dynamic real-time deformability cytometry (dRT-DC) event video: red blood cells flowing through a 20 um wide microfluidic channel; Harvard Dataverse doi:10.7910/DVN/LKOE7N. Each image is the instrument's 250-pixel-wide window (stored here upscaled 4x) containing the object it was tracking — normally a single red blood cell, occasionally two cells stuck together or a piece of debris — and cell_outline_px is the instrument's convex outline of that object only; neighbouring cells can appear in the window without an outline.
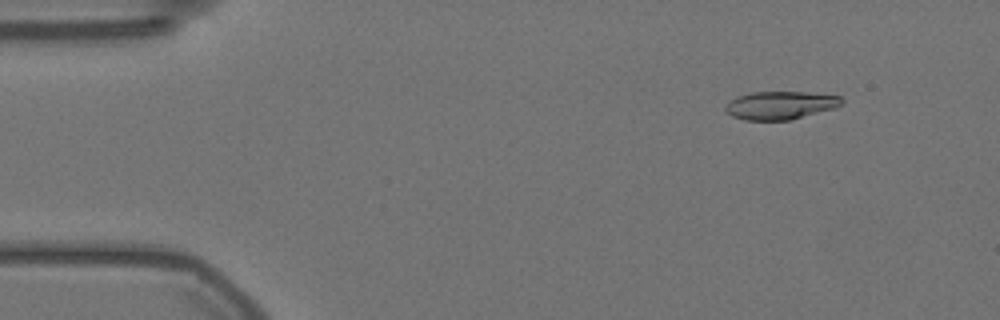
{"species": "Egyptian fruit bat (a non-hibernating species)", "species_latin": "Rousettus aegyptiacus", "temperature_condition": "warm", "stored_images_in_passage": 57, "camera_frame_rate_fps": 3000, "um_per_image_px": 0.085, "animal": {"sex": "female"}, "frame": {"image": 1, "passage_image": 6, "time_ms": 1.667, "image_size_px": [1000, 320], "cell_outline_px": [[844, 104], [836, 108], [792, 120], [744, 120], [732, 116], [724, 112], [724, 108], [728, 100], [736, 96], [752, 92], [804, 92], [840, 96], [844, 100]], "centroid_in_image_um": [66.32, 8.95], "position_along_channel_um": 18.7, "area_um2": 19.42}}
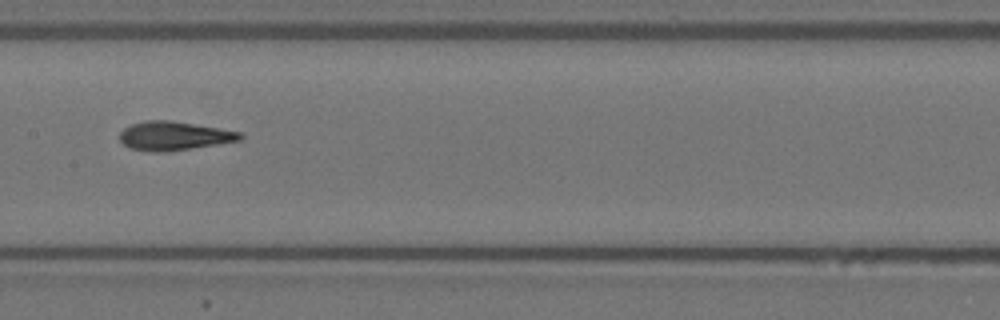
{"frame": {"image": 2, "passage_image": 28, "time_ms": 9.0, "image_size_px": [1000, 320], "cell_outline_px": [[244, 136], [240, 140], [192, 148], [164, 152], [152, 152], [128, 148], [120, 140], [120, 132], [124, 128], [132, 124], [144, 120], [168, 120], [240, 132]], "centroid_in_image_um": [14.73, 11.56], "position_along_channel_um": 192.7, "area_um2": 19.94}}
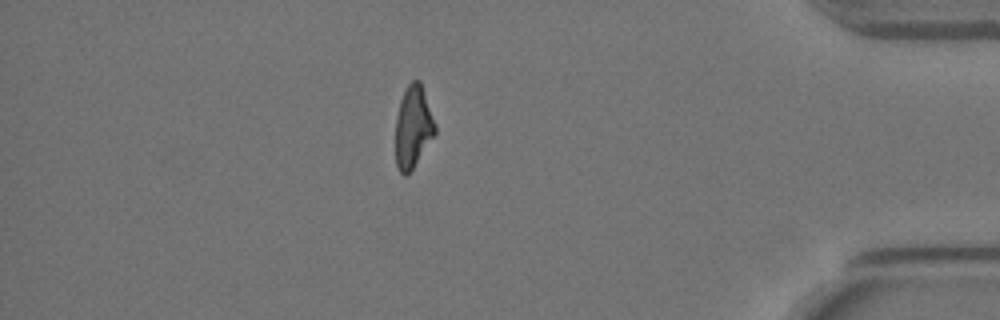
{"frame": {"image": 3, "passage_image": 49, "time_ms": 16.0, "image_size_px": [1000, 320], "cell_outline_px": [[436, 132], [412, 168], [404, 176], [400, 172], [396, 164], [396, 116], [400, 100], [408, 84], [412, 80], [420, 80], [436, 124]], "centroid_in_image_um": [35.11, 10.75], "position_along_channel_um": 400.1, "area_um2": 18.61}, "authors_computed_cell_mechanics": {"area_um2": 19.652, "velocity_mm_per_s": 3.5662, "shape_relaxation_time_tau1_ms": 6.9335, "shape_relaxation_time_tau2_ms": 1.905, "deformation_change_tau1": 0.2347, "deformation_change_tau2": 0.0974}}